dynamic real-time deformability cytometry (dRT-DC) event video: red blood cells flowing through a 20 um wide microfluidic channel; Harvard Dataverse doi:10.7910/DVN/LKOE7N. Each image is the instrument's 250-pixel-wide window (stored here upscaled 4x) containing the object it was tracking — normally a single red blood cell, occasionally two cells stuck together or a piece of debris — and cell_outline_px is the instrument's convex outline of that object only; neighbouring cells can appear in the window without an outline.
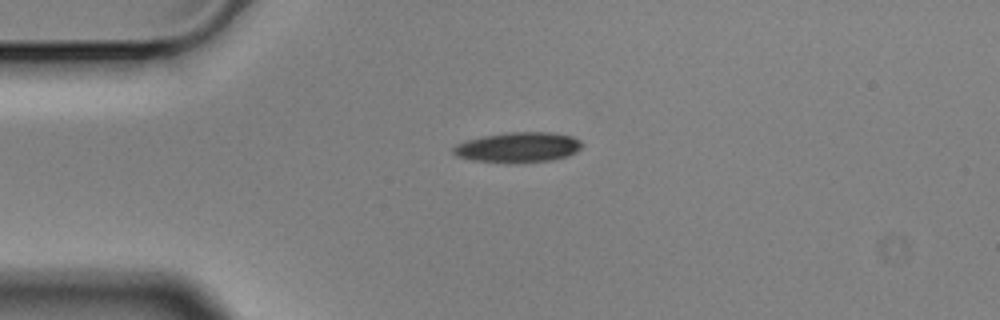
{"species": "Egyptian fruit bat (a non-hibernating species)", "species_latin": "Rousettus aegyptiacus", "temperature_condition": "cold", "stored_images_in_passage": 2, "camera_frame_rate_fps": 3000, "um_per_image_px": 0.085, "animal": {"sex": "male"}, "frame": {"image": 1, "passage_image": 2, "time_ms": 0.333, "image_size_px": [1000, 320], "cell_outline_px": [[584, 144], [576, 152], [568, 156], [552, 160], [512, 164], [508, 164], [472, 160], [456, 156], [452, 152], [452, 148], [456, 144], [468, 140], [484, 136], [508, 132], [552, 132], [572, 136], [580, 140]], "centroid_in_image_um": [44.05, 12.54], "position_along_channel_um": 41.0, "area_um2": 23.0}}